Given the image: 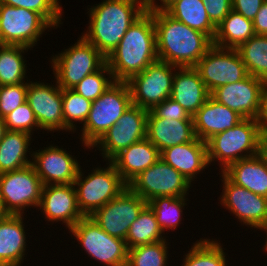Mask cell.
<instances>
[{"label": "cell", "instance_id": "24", "mask_svg": "<svg viewBox=\"0 0 267 266\" xmlns=\"http://www.w3.org/2000/svg\"><path fill=\"white\" fill-rule=\"evenodd\" d=\"M210 96L199 72L194 67L177 68L170 98L193 116Z\"/></svg>", "mask_w": 267, "mask_h": 266}, {"label": "cell", "instance_id": "42", "mask_svg": "<svg viewBox=\"0 0 267 266\" xmlns=\"http://www.w3.org/2000/svg\"><path fill=\"white\" fill-rule=\"evenodd\" d=\"M156 117L166 120H187L193 118L182 106L175 100L165 99L162 103L157 104L150 110Z\"/></svg>", "mask_w": 267, "mask_h": 266}, {"label": "cell", "instance_id": "39", "mask_svg": "<svg viewBox=\"0 0 267 266\" xmlns=\"http://www.w3.org/2000/svg\"><path fill=\"white\" fill-rule=\"evenodd\" d=\"M60 0H0V3L13 7L29 9L39 13L53 28L62 24ZM56 26V27H55Z\"/></svg>", "mask_w": 267, "mask_h": 266}, {"label": "cell", "instance_id": "26", "mask_svg": "<svg viewBox=\"0 0 267 266\" xmlns=\"http://www.w3.org/2000/svg\"><path fill=\"white\" fill-rule=\"evenodd\" d=\"M23 215L8 214L0 221V266H21L26 253Z\"/></svg>", "mask_w": 267, "mask_h": 266}, {"label": "cell", "instance_id": "51", "mask_svg": "<svg viewBox=\"0 0 267 266\" xmlns=\"http://www.w3.org/2000/svg\"><path fill=\"white\" fill-rule=\"evenodd\" d=\"M261 231H265L266 232V235H267V222L264 224V226L260 229ZM266 239V242H265V247H263V250L266 252L267 251V238Z\"/></svg>", "mask_w": 267, "mask_h": 266}, {"label": "cell", "instance_id": "5", "mask_svg": "<svg viewBox=\"0 0 267 266\" xmlns=\"http://www.w3.org/2000/svg\"><path fill=\"white\" fill-rule=\"evenodd\" d=\"M260 133L256 119L244 118L231 129L214 135L206 142L209 164L218 161L222 172L232 163L258 155Z\"/></svg>", "mask_w": 267, "mask_h": 266}, {"label": "cell", "instance_id": "33", "mask_svg": "<svg viewBox=\"0 0 267 266\" xmlns=\"http://www.w3.org/2000/svg\"><path fill=\"white\" fill-rule=\"evenodd\" d=\"M236 50L248 74L267 82V35H254Z\"/></svg>", "mask_w": 267, "mask_h": 266}, {"label": "cell", "instance_id": "30", "mask_svg": "<svg viewBox=\"0 0 267 266\" xmlns=\"http://www.w3.org/2000/svg\"><path fill=\"white\" fill-rule=\"evenodd\" d=\"M254 35L253 21L232 9L216 27L213 45L236 49Z\"/></svg>", "mask_w": 267, "mask_h": 266}, {"label": "cell", "instance_id": "12", "mask_svg": "<svg viewBox=\"0 0 267 266\" xmlns=\"http://www.w3.org/2000/svg\"><path fill=\"white\" fill-rule=\"evenodd\" d=\"M177 68L173 64L157 60L144 71L133 76L127 82L131 91L132 104L149 111L168 99Z\"/></svg>", "mask_w": 267, "mask_h": 266}, {"label": "cell", "instance_id": "2", "mask_svg": "<svg viewBox=\"0 0 267 266\" xmlns=\"http://www.w3.org/2000/svg\"><path fill=\"white\" fill-rule=\"evenodd\" d=\"M96 5V6H95ZM90 6L89 26L82 37L107 57L128 28L146 11L145 0H103Z\"/></svg>", "mask_w": 267, "mask_h": 266}, {"label": "cell", "instance_id": "38", "mask_svg": "<svg viewBox=\"0 0 267 266\" xmlns=\"http://www.w3.org/2000/svg\"><path fill=\"white\" fill-rule=\"evenodd\" d=\"M114 82L115 80L112 72L107 63H105L98 71L84 77L73 90L85 99L93 102L97 100Z\"/></svg>", "mask_w": 267, "mask_h": 266}, {"label": "cell", "instance_id": "23", "mask_svg": "<svg viewBox=\"0 0 267 266\" xmlns=\"http://www.w3.org/2000/svg\"><path fill=\"white\" fill-rule=\"evenodd\" d=\"M146 138L160 152L178 144L192 142L197 138L193 118H188L187 120H166L156 117L149 110Z\"/></svg>", "mask_w": 267, "mask_h": 266}, {"label": "cell", "instance_id": "46", "mask_svg": "<svg viewBox=\"0 0 267 266\" xmlns=\"http://www.w3.org/2000/svg\"><path fill=\"white\" fill-rule=\"evenodd\" d=\"M255 35H267V0L263 3L253 20Z\"/></svg>", "mask_w": 267, "mask_h": 266}, {"label": "cell", "instance_id": "36", "mask_svg": "<svg viewBox=\"0 0 267 266\" xmlns=\"http://www.w3.org/2000/svg\"><path fill=\"white\" fill-rule=\"evenodd\" d=\"M62 103L65 131L75 132L77 130L75 122L78 121L79 125H84L92 107V101L85 99L73 89H62Z\"/></svg>", "mask_w": 267, "mask_h": 266}, {"label": "cell", "instance_id": "48", "mask_svg": "<svg viewBox=\"0 0 267 266\" xmlns=\"http://www.w3.org/2000/svg\"><path fill=\"white\" fill-rule=\"evenodd\" d=\"M258 156L267 166V132H261L259 135Z\"/></svg>", "mask_w": 267, "mask_h": 266}, {"label": "cell", "instance_id": "44", "mask_svg": "<svg viewBox=\"0 0 267 266\" xmlns=\"http://www.w3.org/2000/svg\"><path fill=\"white\" fill-rule=\"evenodd\" d=\"M265 0H232V9L253 21Z\"/></svg>", "mask_w": 267, "mask_h": 266}, {"label": "cell", "instance_id": "10", "mask_svg": "<svg viewBox=\"0 0 267 266\" xmlns=\"http://www.w3.org/2000/svg\"><path fill=\"white\" fill-rule=\"evenodd\" d=\"M48 28L53 27L39 13L0 3L1 45H21L32 49Z\"/></svg>", "mask_w": 267, "mask_h": 266}, {"label": "cell", "instance_id": "32", "mask_svg": "<svg viewBox=\"0 0 267 266\" xmlns=\"http://www.w3.org/2000/svg\"><path fill=\"white\" fill-rule=\"evenodd\" d=\"M163 234L153 210L147 204L129 227L125 240L126 246L130 249L139 245L160 242L166 239Z\"/></svg>", "mask_w": 267, "mask_h": 266}, {"label": "cell", "instance_id": "8", "mask_svg": "<svg viewBox=\"0 0 267 266\" xmlns=\"http://www.w3.org/2000/svg\"><path fill=\"white\" fill-rule=\"evenodd\" d=\"M88 256L105 266H126L128 248L124 239L107 234L89 216L69 229Z\"/></svg>", "mask_w": 267, "mask_h": 266}, {"label": "cell", "instance_id": "4", "mask_svg": "<svg viewBox=\"0 0 267 266\" xmlns=\"http://www.w3.org/2000/svg\"><path fill=\"white\" fill-rule=\"evenodd\" d=\"M132 105L127 82L115 81L97 100L92 102L88 117L81 129V142L88 149L117 123Z\"/></svg>", "mask_w": 267, "mask_h": 266}, {"label": "cell", "instance_id": "7", "mask_svg": "<svg viewBox=\"0 0 267 266\" xmlns=\"http://www.w3.org/2000/svg\"><path fill=\"white\" fill-rule=\"evenodd\" d=\"M57 85L61 89H73L87 75L98 71L106 57L82 36L74 45L55 54L50 61Z\"/></svg>", "mask_w": 267, "mask_h": 266}, {"label": "cell", "instance_id": "19", "mask_svg": "<svg viewBox=\"0 0 267 266\" xmlns=\"http://www.w3.org/2000/svg\"><path fill=\"white\" fill-rule=\"evenodd\" d=\"M264 84L265 81L249 74L241 81L214 89L210 96L243 118L256 119Z\"/></svg>", "mask_w": 267, "mask_h": 266}, {"label": "cell", "instance_id": "27", "mask_svg": "<svg viewBox=\"0 0 267 266\" xmlns=\"http://www.w3.org/2000/svg\"><path fill=\"white\" fill-rule=\"evenodd\" d=\"M222 173L236 185L267 197V166L258 155L232 163Z\"/></svg>", "mask_w": 267, "mask_h": 266}, {"label": "cell", "instance_id": "37", "mask_svg": "<svg viewBox=\"0 0 267 266\" xmlns=\"http://www.w3.org/2000/svg\"><path fill=\"white\" fill-rule=\"evenodd\" d=\"M167 239L128 249L126 266H167Z\"/></svg>", "mask_w": 267, "mask_h": 266}, {"label": "cell", "instance_id": "18", "mask_svg": "<svg viewBox=\"0 0 267 266\" xmlns=\"http://www.w3.org/2000/svg\"><path fill=\"white\" fill-rule=\"evenodd\" d=\"M32 166L42 184H74L80 164L66 149L50 145L32 152Z\"/></svg>", "mask_w": 267, "mask_h": 266}, {"label": "cell", "instance_id": "31", "mask_svg": "<svg viewBox=\"0 0 267 266\" xmlns=\"http://www.w3.org/2000/svg\"><path fill=\"white\" fill-rule=\"evenodd\" d=\"M30 48L21 45H0V86L28 83L24 53ZM26 51V52H25Z\"/></svg>", "mask_w": 267, "mask_h": 266}, {"label": "cell", "instance_id": "3", "mask_svg": "<svg viewBox=\"0 0 267 266\" xmlns=\"http://www.w3.org/2000/svg\"><path fill=\"white\" fill-rule=\"evenodd\" d=\"M158 60L153 11L133 23L117 47L106 57L115 81L128 82Z\"/></svg>", "mask_w": 267, "mask_h": 266}, {"label": "cell", "instance_id": "43", "mask_svg": "<svg viewBox=\"0 0 267 266\" xmlns=\"http://www.w3.org/2000/svg\"><path fill=\"white\" fill-rule=\"evenodd\" d=\"M211 22L217 27L232 10V0H202Z\"/></svg>", "mask_w": 267, "mask_h": 266}, {"label": "cell", "instance_id": "9", "mask_svg": "<svg viewBox=\"0 0 267 266\" xmlns=\"http://www.w3.org/2000/svg\"><path fill=\"white\" fill-rule=\"evenodd\" d=\"M43 186L32 164L0 174V199L4 210L8 214L23 215L30 206L38 209Z\"/></svg>", "mask_w": 267, "mask_h": 266}, {"label": "cell", "instance_id": "25", "mask_svg": "<svg viewBox=\"0 0 267 266\" xmlns=\"http://www.w3.org/2000/svg\"><path fill=\"white\" fill-rule=\"evenodd\" d=\"M160 158V151L147 138H144L121 150L110 162L128 184Z\"/></svg>", "mask_w": 267, "mask_h": 266}, {"label": "cell", "instance_id": "49", "mask_svg": "<svg viewBox=\"0 0 267 266\" xmlns=\"http://www.w3.org/2000/svg\"><path fill=\"white\" fill-rule=\"evenodd\" d=\"M5 132H6V125L4 123V118L0 117V141L2 140Z\"/></svg>", "mask_w": 267, "mask_h": 266}, {"label": "cell", "instance_id": "16", "mask_svg": "<svg viewBox=\"0 0 267 266\" xmlns=\"http://www.w3.org/2000/svg\"><path fill=\"white\" fill-rule=\"evenodd\" d=\"M222 196L220 203L239 222L251 228L261 229L267 222V197L255 194L231 182L222 172Z\"/></svg>", "mask_w": 267, "mask_h": 266}, {"label": "cell", "instance_id": "35", "mask_svg": "<svg viewBox=\"0 0 267 266\" xmlns=\"http://www.w3.org/2000/svg\"><path fill=\"white\" fill-rule=\"evenodd\" d=\"M187 199L186 197L158 196L147 202L153 210L163 233L172 229L174 231L181 224V216L183 215V209L187 205L185 203Z\"/></svg>", "mask_w": 267, "mask_h": 266}, {"label": "cell", "instance_id": "13", "mask_svg": "<svg viewBox=\"0 0 267 266\" xmlns=\"http://www.w3.org/2000/svg\"><path fill=\"white\" fill-rule=\"evenodd\" d=\"M194 68L199 72L209 93L220 86L241 81L249 75L236 49L215 45Z\"/></svg>", "mask_w": 267, "mask_h": 266}, {"label": "cell", "instance_id": "20", "mask_svg": "<svg viewBox=\"0 0 267 266\" xmlns=\"http://www.w3.org/2000/svg\"><path fill=\"white\" fill-rule=\"evenodd\" d=\"M38 207L43 211L46 221H62L68 230L84 217L77 204L74 184L43 186Z\"/></svg>", "mask_w": 267, "mask_h": 266}, {"label": "cell", "instance_id": "34", "mask_svg": "<svg viewBox=\"0 0 267 266\" xmlns=\"http://www.w3.org/2000/svg\"><path fill=\"white\" fill-rule=\"evenodd\" d=\"M223 249L220 241L201 238L185 254L181 266H227Z\"/></svg>", "mask_w": 267, "mask_h": 266}, {"label": "cell", "instance_id": "11", "mask_svg": "<svg viewBox=\"0 0 267 266\" xmlns=\"http://www.w3.org/2000/svg\"><path fill=\"white\" fill-rule=\"evenodd\" d=\"M192 183L161 158L140 172L128 188L146 202L158 196L186 197Z\"/></svg>", "mask_w": 267, "mask_h": 266}, {"label": "cell", "instance_id": "28", "mask_svg": "<svg viewBox=\"0 0 267 266\" xmlns=\"http://www.w3.org/2000/svg\"><path fill=\"white\" fill-rule=\"evenodd\" d=\"M32 134L6 130L0 141V174L24 168L32 164L30 141ZM30 152L29 156L27 153Z\"/></svg>", "mask_w": 267, "mask_h": 266}, {"label": "cell", "instance_id": "41", "mask_svg": "<svg viewBox=\"0 0 267 266\" xmlns=\"http://www.w3.org/2000/svg\"><path fill=\"white\" fill-rule=\"evenodd\" d=\"M28 83L0 86V117L4 118L27 101Z\"/></svg>", "mask_w": 267, "mask_h": 266}, {"label": "cell", "instance_id": "50", "mask_svg": "<svg viewBox=\"0 0 267 266\" xmlns=\"http://www.w3.org/2000/svg\"><path fill=\"white\" fill-rule=\"evenodd\" d=\"M7 215L8 213L4 210L2 201L0 199V221L3 220Z\"/></svg>", "mask_w": 267, "mask_h": 266}, {"label": "cell", "instance_id": "21", "mask_svg": "<svg viewBox=\"0 0 267 266\" xmlns=\"http://www.w3.org/2000/svg\"><path fill=\"white\" fill-rule=\"evenodd\" d=\"M160 155L162 160L179 171L190 183L197 178V174L209 167L207 143L198 138L166 148Z\"/></svg>", "mask_w": 267, "mask_h": 266}, {"label": "cell", "instance_id": "22", "mask_svg": "<svg viewBox=\"0 0 267 266\" xmlns=\"http://www.w3.org/2000/svg\"><path fill=\"white\" fill-rule=\"evenodd\" d=\"M244 118L211 96L193 115L196 137L207 142L214 135L231 129Z\"/></svg>", "mask_w": 267, "mask_h": 266}, {"label": "cell", "instance_id": "14", "mask_svg": "<svg viewBox=\"0 0 267 266\" xmlns=\"http://www.w3.org/2000/svg\"><path fill=\"white\" fill-rule=\"evenodd\" d=\"M148 110L131 105L117 123L91 147L99 149L105 161H110L121 150L146 138Z\"/></svg>", "mask_w": 267, "mask_h": 266}, {"label": "cell", "instance_id": "6", "mask_svg": "<svg viewBox=\"0 0 267 266\" xmlns=\"http://www.w3.org/2000/svg\"><path fill=\"white\" fill-rule=\"evenodd\" d=\"M107 165L105 168H93L92 173H88L86 177L83 176L82 168L79 169L74 186L77 204L84 216H90L128 188L115 166L110 161H107Z\"/></svg>", "mask_w": 267, "mask_h": 266}, {"label": "cell", "instance_id": "1", "mask_svg": "<svg viewBox=\"0 0 267 266\" xmlns=\"http://www.w3.org/2000/svg\"><path fill=\"white\" fill-rule=\"evenodd\" d=\"M158 60L178 68L195 67L213 41L204 33L175 20L165 11H153Z\"/></svg>", "mask_w": 267, "mask_h": 266}, {"label": "cell", "instance_id": "29", "mask_svg": "<svg viewBox=\"0 0 267 266\" xmlns=\"http://www.w3.org/2000/svg\"><path fill=\"white\" fill-rule=\"evenodd\" d=\"M165 12L175 20L206 34L213 41L216 26L209 19L202 0H176Z\"/></svg>", "mask_w": 267, "mask_h": 266}, {"label": "cell", "instance_id": "15", "mask_svg": "<svg viewBox=\"0 0 267 266\" xmlns=\"http://www.w3.org/2000/svg\"><path fill=\"white\" fill-rule=\"evenodd\" d=\"M146 205L147 202L143 198L126 188L89 217L107 234L126 240L129 227Z\"/></svg>", "mask_w": 267, "mask_h": 266}, {"label": "cell", "instance_id": "40", "mask_svg": "<svg viewBox=\"0 0 267 266\" xmlns=\"http://www.w3.org/2000/svg\"><path fill=\"white\" fill-rule=\"evenodd\" d=\"M4 123L6 130L29 134H33L34 129H40L35 114L27 101L5 116Z\"/></svg>", "mask_w": 267, "mask_h": 266}, {"label": "cell", "instance_id": "17", "mask_svg": "<svg viewBox=\"0 0 267 266\" xmlns=\"http://www.w3.org/2000/svg\"><path fill=\"white\" fill-rule=\"evenodd\" d=\"M54 85L30 81L27 86V102L35 114L39 128L53 133L65 131L62 89L57 82Z\"/></svg>", "mask_w": 267, "mask_h": 266}, {"label": "cell", "instance_id": "47", "mask_svg": "<svg viewBox=\"0 0 267 266\" xmlns=\"http://www.w3.org/2000/svg\"><path fill=\"white\" fill-rule=\"evenodd\" d=\"M161 3L158 5L156 0H145L147 11H165L176 0H159Z\"/></svg>", "mask_w": 267, "mask_h": 266}, {"label": "cell", "instance_id": "45", "mask_svg": "<svg viewBox=\"0 0 267 266\" xmlns=\"http://www.w3.org/2000/svg\"><path fill=\"white\" fill-rule=\"evenodd\" d=\"M260 132H267V82H265L260 95L259 111L256 117Z\"/></svg>", "mask_w": 267, "mask_h": 266}]
</instances>
